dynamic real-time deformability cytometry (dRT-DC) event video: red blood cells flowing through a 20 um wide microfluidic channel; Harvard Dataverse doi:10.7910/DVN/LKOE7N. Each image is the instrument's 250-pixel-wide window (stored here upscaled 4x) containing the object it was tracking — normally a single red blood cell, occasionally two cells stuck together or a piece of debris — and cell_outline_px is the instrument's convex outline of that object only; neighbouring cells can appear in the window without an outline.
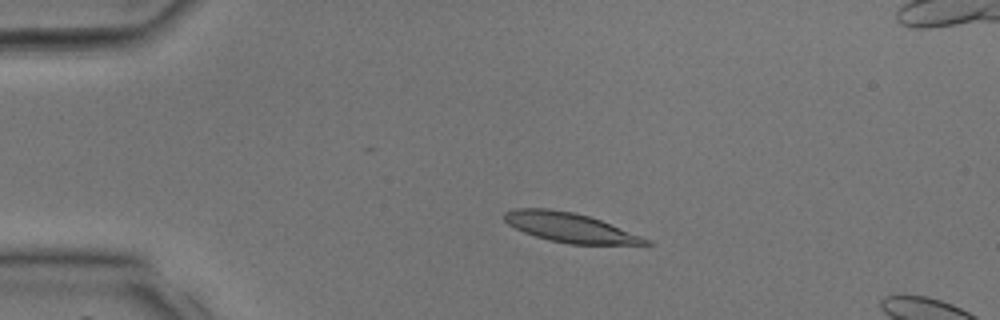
{"species": "common noctule bat (a hibernating species)", "species_latin": "Nyctalus noctula", "temperature_condition": "room temperature", "stored_images_in_passage": 11, "camera_frame_rate_fps": 3000, "um_per_image_px": 0.085, "animal": {"sex": "male", "body_mass_g": 17.9, "forearm_length_mm": 54.2}, "frame": {"image": 1, "passage_image": 7, "time_ms": 2.0, "image_size_px": [1000, 320], "cell_outline_px": [[652, 244], [572, 244], [548, 240], [524, 232], [508, 224], [504, 220], [504, 212], [512, 208], [548, 208], [572, 212], [588, 216], [600, 220], [652, 240]], "centroid_in_image_um": [48.41, 19.33], "position_along_channel_um": 36.6, "area_um2": 23.99}}